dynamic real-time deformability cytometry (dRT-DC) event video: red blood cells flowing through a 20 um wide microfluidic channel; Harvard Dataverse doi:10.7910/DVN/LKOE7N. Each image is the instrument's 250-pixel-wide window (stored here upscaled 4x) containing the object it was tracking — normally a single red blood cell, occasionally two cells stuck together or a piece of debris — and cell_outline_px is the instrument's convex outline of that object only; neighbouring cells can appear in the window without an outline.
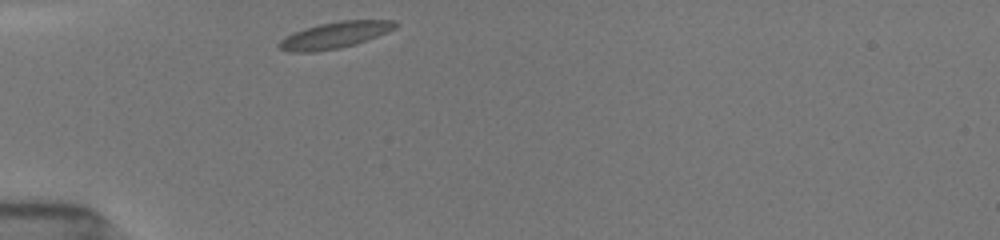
{"species": "common noctule bat (a hibernating species)", "species_latin": "Nyctalus noctula", "temperature_condition": "room temperature", "stored_images_in_passage": 11, "camera_frame_rate_fps": 3000, "um_per_image_px": 0.085, "animal": {"sex": "female", "body_mass_g": 19.5, "forearm_length_mm": 54.1}, "frame": {"image": 1, "passage_image": 1, "time_ms": 0.0, "image_size_px": [1000, 240], "cell_outline_px": [[400, 24], [396, 28], [388, 32], [356, 44], [340, 48], [316, 52], [288, 52], [280, 48], [276, 44], [284, 36], [292, 32], [304, 28], [320, 24], [340, 20], [396, 20]], "centroid_in_image_um": [28.46, 2.98], "position_along_channel_um": 56.5, "area_um2": 18.21}}
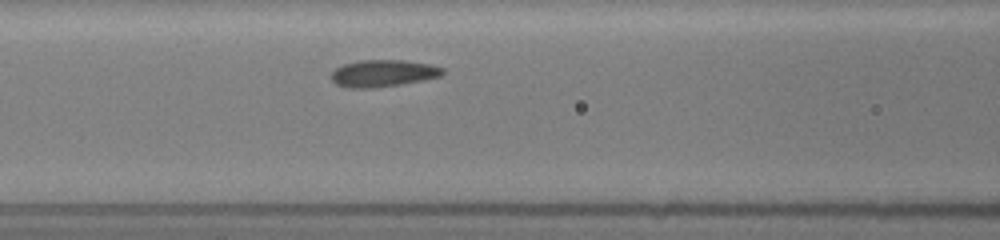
{"frame": {"image": 2, "passage_image": 5, "time_ms": 1.333, "image_size_px": [1000, 240], "cell_outline_px": [[444, 72], [440, 76], [424, 80], [400, 84], [372, 88], [348, 88], [336, 84], [332, 80], [332, 72], [336, 68], [344, 64], [360, 60], [404, 60], [428, 64], [444, 68]], "centroid_in_image_um": [32.56, 6.23], "position_along_channel_um": 134.0, "area_um2": 17.4}}
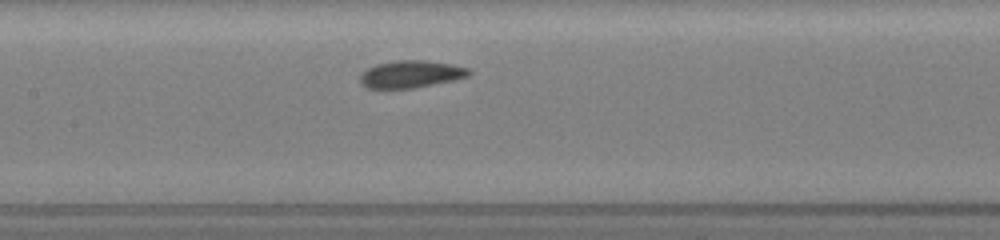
{"frame": {"image": 3, "passage_image": 7, "time_ms": 2.0, "image_size_px": [1000, 240], "cell_outline_px": [[472, 72], [468, 76], [452, 80], [412, 88], [368, 88], [360, 84], [360, 76], [368, 68], [376, 64], [396, 60], [424, 60], [452, 64], [468, 68]], "centroid_in_image_um": [34.92, 6.29], "position_along_channel_um": 172.5, "area_um2": 17.11}}